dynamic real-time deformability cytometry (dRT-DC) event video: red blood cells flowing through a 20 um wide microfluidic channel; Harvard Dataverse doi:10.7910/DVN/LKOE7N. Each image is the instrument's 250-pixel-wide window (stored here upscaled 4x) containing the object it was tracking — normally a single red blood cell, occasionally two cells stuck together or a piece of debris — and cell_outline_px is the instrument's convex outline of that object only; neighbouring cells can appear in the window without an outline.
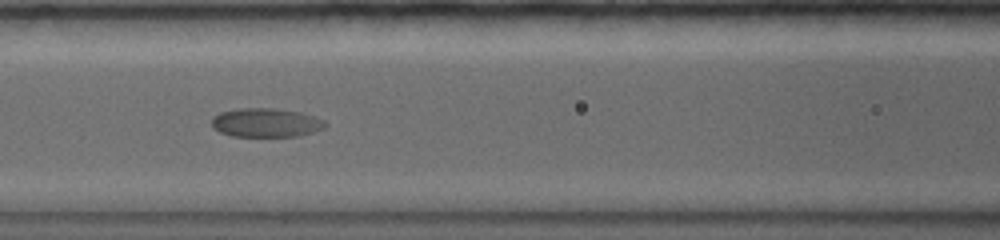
{"species": "common noctule bat (a hibernating species)", "species_latin": "Nyctalus noctula", "temperature_condition": "warm", "stored_images_in_passage": 27, "camera_frame_rate_fps": 5000, "um_per_image_px": 0.085, "animal": {"sex": "female", "body_mass_g": 19.0, "forearm_length_mm": 56.7}, "frame": {"image": 1, "passage_image": 7, "time_ms": 3.2, "image_size_px": [1000, 240], "cell_outline_px": [[328, 124], [324, 128], [300, 136], [232, 136], [220, 132], [212, 128], [212, 116], [220, 112], [236, 108], [276, 108], [300, 112], [324, 120]], "centroid_in_image_um": [22.58, 10.42], "position_along_channel_um": 144.0, "area_um2": 19.25}}
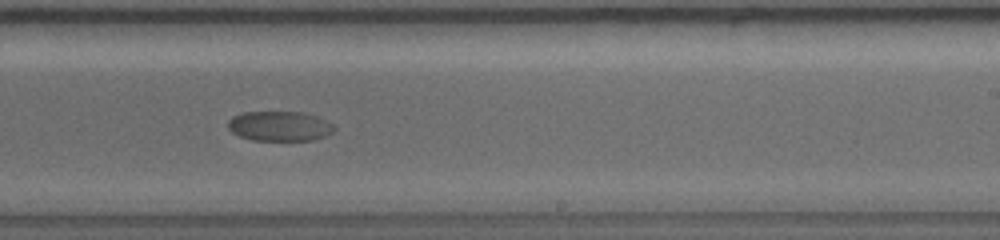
{"frame": {"image": 2, "passage_image": 13, "time_ms": 6.4, "image_size_px": [1000, 240], "cell_outline_px": [[336, 128], [332, 132], [324, 136], [312, 140], [252, 140], [240, 136], [232, 132], [228, 128], [228, 120], [232, 116], [244, 112], [304, 112], [316, 116], [332, 124]], "centroid_in_image_um": [23.74, 10.71], "position_along_channel_um": 265.3, "area_um2": 18.38}}
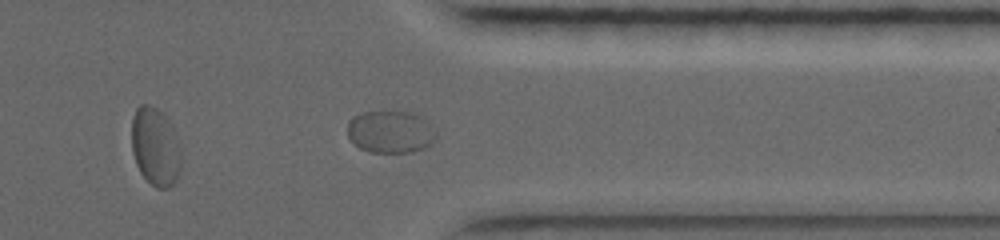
{"frame": {"image": 3, "passage_image": 21, "time_ms": 9.4, "image_size_px": [1000, 240], "cell_outline_px": [[436, 140], [432, 144], [424, 148], [412, 152], [372, 152], [360, 148], [348, 136], [348, 120], [352, 116], [364, 112], [412, 112], [424, 116], [436, 128]], "centroid_in_image_um": [33.26, 11.19], "position_along_channel_um": 378.1, "area_um2": 22.2}}